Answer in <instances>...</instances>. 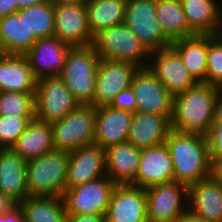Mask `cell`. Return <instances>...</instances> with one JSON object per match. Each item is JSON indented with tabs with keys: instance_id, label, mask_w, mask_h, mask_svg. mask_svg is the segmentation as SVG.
<instances>
[{
	"instance_id": "obj_1",
	"label": "cell",
	"mask_w": 222,
	"mask_h": 222,
	"mask_svg": "<svg viewBox=\"0 0 222 222\" xmlns=\"http://www.w3.org/2000/svg\"><path fill=\"white\" fill-rule=\"evenodd\" d=\"M165 143L173 163L174 181L190 186L210 177L211 159L205 135L171 128Z\"/></svg>"
},
{
	"instance_id": "obj_2",
	"label": "cell",
	"mask_w": 222,
	"mask_h": 222,
	"mask_svg": "<svg viewBox=\"0 0 222 222\" xmlns=\"http://www.w3.org/2000/svg\"><path fill=\"white\" fill-rule=\"evenodd\" d=\"M221 88L198 82L174 97L171 128L180 132L207 135L214 120L215 102Z\"/></svg>"
},
{
	"instance_id": "obj_3",
	"label": "cell",
	"mask_w": 222,
	"mask_h": 222,
	"mask_svg": "<svg viewBox=\"0 0 222 222\" xmlns=\"http://www.w3.org/2000/svg\"><path fill=\"white\" fill-rule=\"evenodd\" d=\"M100 57L92 45L71 47L60 78L79 104L93 105Z\"/></svg>"
},
{
	"instance_id": "obj_4",
	"label": "cell",
	"mask_w": 222,
	"mask_h": 222,
	"mask_svg": "<svg viewBox=\"0 0 222 222\" xmlns=\"http://www.w3.org/2000/svg\"><path fill=\"white\" fill-rule=\"evenodd\" d=\"M68 153L52 150L27 162L29 196L63 197L66 186Z\"/></svg>"
},
{
	"instance_id": "obj_5",
	"label": "cell",
	"mask_w": 222,
	"mask_h": 222,
	"mask_svg": "<svg viewBox=\"0 0 222 222\" xmlns=\"http://www.w3.org/2000/svg\"><path fill=\"white\" fill-rule=\"evenodd\" d=\"M92 46L100 58L126 61L139 68L147 67L151 58L150 52L124 23L98 32L93 36Z\"/></svg>"
},
{
	"instance_id": "obj_6",
	"label": "cell",
	"mask_w": 222,
	"mask_h": 222,
	"mask_svg": "<svg viewBox=\"0 0 222 222\" xmlns=\"http://www.w3.org/2000/svg\"><path fill=\"white\" fill-rule=\"evenodd\" d=\"M94 105L80 104L60 121L51 124L54 150L70 153L82 146L94 144Z\"/></svg>"
},
{
	"instance_id": "obj_7",
	"label": "cell",
	"mask_w": 222,
	"mask_h": 222,
	"mask_svg": "<svg viewBox=\"0 0 222 222\" xmlns=\"http://www.w3.org/2000/svg\"><path fill=\"white\" fill-rule=\"evenodd\" d=\"M124 24L149 52L170 47L172 44L156 17V0H127Z\"/></svg>"
},
{
	"instance_id": "obj_8",
	"label": "cell",
	"mask_w": 222,
	"mask_h": 222,
	"mask_svg": "<svg viewBox=\"0 0 222 222\" xmlns=\"http://www.w3.org/2000/svg\"><path fill=\"white\" fill-rule=\"evenodd\" d=\"M80 104L74 99L59 76L37 80L35 90V118L47 123L63 119Z\"/></svg>"
},
{
	"instance_id": "obj_9",
	"label": "cell",
	"mask_w": 222,
	"mask_h": 222,
	"mask_svg": "<svg viewBox=\"0 0 222 222\" xmlns=\"http://www.w3.org/2000/svg\"><path fill=\"white\" fill-rule=\"evenodd\" d=\"M106 175L94 181L66 189L63 200L67 215H106L110 197L115 188Z\"/></svg>"
},
{
	"instance_id": "obj_10",
	"label": "cell",
	"mask_w": 222,
	"mask_h": 222,
	"mask_svg": "<svg viewBox=\"0 0 222 222\" xmlns=\"http://www.w3.org/2000/svg\"><path fill=\"white\" fill-rule=\"evenodd\" d=\"M145 191L147 222H176L188 211L182 202L188 199V186L184 184L172 181L149 187Z\"/></svg>"
},
{
	"instance_id": "obj_11",
	"label": "cell",
	"mask_w": 222,
	"mask_h": 222,
	"mask_svg": "<svg viewBox=\"0 0 222 222\" xmlns=\"http://www.w3.org/2000/svg\"><path fill=\"white\" fill-rule=\"evenodd\" d=\"M149 56L152 60L148 61V69L173 97L183 94L198 83L188 72L182 58L172 46L152 51Z\"/></svg>"
},
{
	"instance_id": "obj_12",
	"label": "cell",
	"mask_w": 222,
	"mask_h": 222,
	"mask_svg": "<svg viewBox=\"0 0 222 222\" xmlns=\"http://www.w3.org/2000/svg\"><path fill=\"white\" fill-rule=\"evenodd\" d=\"M130 87L136 99V112L172 116L174 97L148 67L136 71Z\"/></svg>"
},
{
	"instance_id": "obj_13",
	"label": "cell",
	"mask_w": 222,
	"mask_h": 222,
	"mask_svg": "<svg viewBox=\"0 0 222 222\" xmlns=\"http://www.w3.org/2000/svg\"><path fill=\"white\" fill-rule=\"evenodd\" d=\"M54 35L72 47L92 45L87 4L54 2Z\"/></svg>"
},
{
	"instance_id": "obj_14",
	"label": "cell",
	"mask_w": 222,
	"mask_h": 222,
	"mask_svg": "<svg viewBox=\"0 0 222 222\" xmlns=\"http://www.w3.org/2000/svg\"><path fill=\"white\" fill-rule=\"evenodd\" d=\"M138 66L118 60L101 58L96 77L93 105H109L113 98L123 89L131 86Z\"/></svg>"
},
{
	"instance_id": "obj_15",
	"label": "cell",
	"mask_w": 222,
	"mask_h": 222,
	"mask_svg": "<svg viewBox=\"0 0 222 222\" xmlns=\"http://www.w3.org/2000/svg\"><path fill=\"white\" fill-rule=\"evenodd\" d=\"M72 46L55 36L38 38L24 54L32 68L34 77L60 76L66 56Z\"/></svg>"
},
{
	"instance_id": "obj_16",
	"label": "cell",
	"mask_w": 222,
	"mask_h": 222,
	"mask_svg": "<svg viewBox=\"0 0 222 222\" xmlns=\"http://www.w3.org/2000/svg\"><path fill=\"white\" fill-rule=\"evenodd\" d=\"M106 222H147L146 191L133 185H116L105 215Z\"/></svg>"
},
{
	"instance_id": "obj_17",
	"label": "cell",
	"mask_w": 222,
	"mask_h": 222,
	"mask_svg": "<svg viewBox=\"0 0 222 222\" xmlns=\"http://www.w3.org/2000/svg\"><path fill=\"white\" fill-rule=\"evenodd\" d=\"M68 156L65 190L106 176L105 150L100 146H82Z\"/></svg>"
},
{
	"instance_id": "obj_18",
	"label": "cell",
	"mask_w": 222,
	"mask_h": 222,
	"mask_svg": "<svg viewBox=\"0 0 222 222\" xmlns=\"http://www.w3.org/2000/svg\"><path fill=\"white\" fill-rule=\"evenodd\" d=\"M174 181L173 163L166 143L141 149L134 186L142 189Z\"/></svg>"
},
{
	"instance_id": "obj_19",
	"label": "cell",
	"mask_w": 222,
	"mask_h": 222,
	"mask_svg": "<svg viewBox=\"0 0 222 222\" xmlns=\"http://www.w3.org/2000/svg\"><path fill=\"white\" fill-rule=\"evenodd\" d=\"M133 113L103 105L96 107L94 144L102 149L126 142Z\"/></svg>"
},
{
	"instance_id": "obj_20",
	"label": "cell",
	"mask_w": 222,
	"mask_h": 222,
	"mask_svg": "<svg viewBox=\"0 0 222 222\" xmlns=\"http://www.w3.org/2000/svg\"><path fill=\"white\" fill-rule=\"evenodd\" d=\"M172 116L134 112L127 141L139 149L164 144L171 129Z\"/></svg>"
},
{
	"instance_id": "obj_21",
	"label": "cell",
	"mask_w": 222,
	"mask_h": 222,
	"mask_svg": "<svg viewBox=\"0 0 222 222\" xmlns=\"http://www.w3.org/2000/svg\"><path fill=\"white\" fill-rule=\"evenodd\" d=\"M188 211L208 222H222V185L211 177L188 186Z\"/></svg>"
},
{
	"instance_id": "obj_22",
	"label": "cell",
	"mask_w": 222,
	"mask_h": 222,
	"mask_svg": "<svg viewBox=\"0 0 222 222\" xmlns=\"http://www.w3.org/2000/svg\"><path fill=\"white\" fill-rule=\"evenodd\" d=\"M141 149L128 141L105 149L106 175L115 185H133L139 168Z\"/></svg>"
},
{
	"instance_id": "obj_23",
	"label": "cell",
	"mask_w": 222,
	"mask_h": 222,
	"mask_svg": "<svg viewBox=\"0 0 222 222\" xmlns=\"http://www.w3.org/2000/svg\"><path fill=\"white\" fill-rule=\"evenodd\" d=\"M27 162L12 148L0 149V192L17 204L29 196Z\"/></svg>"
},
{
	"instance_id": "obj_24",
	"label": "cell",
	"mask_w": 222,
	"mask_h": 222,
	"mask_svg": "<svg viewBox=\"0 0 222 222\" xmlns=\"http://www.w3.org/2000/svg\"><path fill=\"white\" fill-rule=\"evenodd\" d=\"M36 83L25 55L0 53V91L35 93Z\"/></svg>"
},
{
	"instance_id": "obj_25",
	"label": "cell",
	"mask_w": 222,
	"mask_h": 222,
	"mask_svg": "<svg viewBox=\"0 0 222 222\" xmlns=\"http://www.w3.org/2000/svg\"><path fill=\"white\" fill-rule=\"evenodd\" d=\"M189 29L197 35H218L222 11L218 0H180Z\"/></svg>"
},
{
	"instance_id": "obj_26",
	"label": "cell",
	"mask_w": 222,
	"mask_h": 222,
	"mask_svg": "<svg viewBox=\"0 0 222 222\" xmlns=\"http://www.w3.org/2000/svg\"><path fill=\"white\" fill-rule=\"evenodd\" d=\"M37 38L29 32L25 18L16 12L0 18V53L24 55Z\"/></svg>"
},
{
	"instance_id": "obj_27",
	"label": "cell",
	"mask_w": 222,
	"mask_h": 222,
	"mask_svg": "<svg viewBox=\"0 0 222 222\" xmlns=\"http://www.w3.org/2000/svg\"><path fill=\"white\" fill-rule=\"evenodd\" d=\"M12 149L26 161L54 150L51 124L34 118Z\"/></svg>"
},
{
	"instance_id": "obj_28",
	"label": "cell",
	"mask_w": 222,
	"mask_h": 222,
	"mask_svg": "<svg viewBox=\"0 0 222 222\" xmlns=\"http://www.w3.org/2000/svg\"><path fill=\"white\" fill-rule=\"evenodd\" d=\"M184 66L197 82L206 83L207 35H197L172 42Z\"/></svg>"
},
{
	"instance_id": "obj_29",
	"label": "cell",
	"mask_w": 222,
	"mask_h": 222,
	"mask_svg": "<svg viewBox=\"0 0 222 222\" xmlns=\"http://www.w3.org/2000/svg\"><path fill=\"white\" fill-rule=\"evenodd\" d=\"M18 205L25 222H66L63 197L28 196Z\"/></svg>"
},
{
	"instance_id": "obj_30",
	"label": "cell",
	"mask_w": 222,
	"mask_h": 222,
	"mask_svg": "<svg viewBox=\"0 0 222 222\" xmlns=\"http://www.w3.org/2000/svg\"><path fill=\"white\" fill-rule=\"evenodd\" d=\"M127 0H89L88 26L92 36L98 32L124 23Z\"/></svg>"
},
{
	"instance_id": "obj_31",
	"label": "cell",
	"mask_w": 222,
	"mask_h": 222,
	"mask_svg": "<svg viewBox=\"0 0 222 222\" xmlns=\"http://www.w3.org/2000/svg\"><path fill=\"white\" fill-rule=\"evenodd\" d=\"M156 17L171 42L195 35L189 29L180 0H156Z\"/></svg>"
},
{
	"instance_id": "obj_32",
	"label": "cell",
	"mask_w": 222,
	"mask_h": 222,
	"mask_svg": "<svg viewBox=\"0 0 222 222\" xmlns=\"http://www.w3.org/2000/svg\"><path fill=\"white\" fill-rule=\"evenodd\" d=\"M18 13L37 39L54 35V0L19 9Z\"/></svg>"
},
{
	"instance_id": "obj_33",
	"label": "cell",
	"mask_w": 222,
	"mask_h": 222,
	"mask_svg": "<svg viewBox=\"0 0 222 222\" xmlns=\"http://www.w3.org/2000/svg\"><path fill=\"white\" fill-rule=\"evenodd\" d=\"M1 116H35V93L0 91Z\"/></svg>"
},
{
	"instance_id": "obj_34",
	"label": "cell",
	"mask_w": 222,
	"mask_h": 222,
	"mask_svg": "<svg viewBox=\"0 0 222 222\" xmlns=\"http://www.w3.org/2000/svg\"><path fill=\"white\" fill-rule=\"evenodd\" d=\"M206 83L222 89V36L207 35Z\"/></svg>"
},
{
	"instance_id": "obj_35",
	"label": "cell",
	"mask_w": 222,
	"mask_h": 222,
	"mask_svg": "<svg viewBox=\"0 0 222 222\" xmlns=\"http://www.w3.org/2000/svg\"><path fill=\"white\" fill-rule=\"evenodd\" d=\"M35 116L0 115V149L12 148Z\"/></svg>"
},
{
	"instance_id": "obj_36",
	"label": "cell",
	"mask_w": 222,
	"mask_h": 222,
	"mask_svg": "<svg viewBox=\"0 0 222 222\" xmlns=\"http://www.w3.org/2000/svg\"><path fill=\"white\" fill-rule=\"evenodd\" d=\"M109 106L118 110L136 112V99L131 87L123 89L116 94Z\"/></svg>"
},
{
	"instance_id": "obj_37",
	"label": "cell",
	"mask_w": 222,
	"mask_h": 222,
	"mask_svg": "<svg viewBox=\"0 0 222 222\" xmlns=\"http://www.w3.org/2000/svg\"><path fill=\"white\" fill-rule=\"evenodd\" d=\"M206 138L210 158H222V126H211Z\"/></svg>"
},
{
	"instance_id": "obj_38",
	"label": "cell",
	"mask_w": 222,
	"mask_h": 222,
	"mask_svg": "<svg viewBox=\"0 0 222 222\" xmlns=\"http://www.w3.org/2000/svg\"><path fill=\"white\" fill-rule=\"evenodd\" d=\"M66 222H106L103 215H67Z\"/></svg>"
},
{
	"instance_id": "obj_39",
	"label": "cell",
	"mask_w": 222,
	"mask_h": 222,
	"mask_svg": "<svg viewBox=\"0 0 222 222\" xmlns=\"http://www.w3.org/2000/svg\"><path fill=\"white\" fill-rule=\"evenodd\" d=\"M0 222H25L22 210L19 205L13 208L10 212L1 215Z\"/></svg>"
},
{
	"instance_id": "obj_40",
	"label": "cell",
	"mask_w": 222,
	"mask_h": 222,
	"mask_svg": "<svg viewBox=\"0 0 222 222\" xmlns=\"http://www.w3.org/2000/svg\"><path fill=\"white\" fill-rule=\"evenodd\" d=\"M211 170L210 177L222 185V158H210Z\"/></svg>"
},
{
	"instance_id": "obj_41",
	"label": "cell",
	"mask_w": 222,
	"mask_h": 222,
	"mask_svg": "<svg viewBox=\"0 0 222 222\" xmlns=\"http://www.w3.org/2000/svg\"><path fill=\"white\" fill-rule=\"evenodd\" d=\"M16 0H0V18L18 12Z\"/></svg>"
},
{
	"instance_id": "obj_42",
	"label": "cell",
	"mask_w": 222,
	"mask_h": 222,
	"mask_svg": "<svg viewBox=\"0 0 222 222\" xmlns=\"http://www.w3.org/2000/svg\"><path fill=\"white\" fill-rule=\"evenodd\" d=\"M18 204L0 192V216L10 212Z\"/></svg>"
},
{
	"instance_id": "obj_43",
	"label": "cell",
	"mask_w": 222,
	"mask_h": 222,
	"mask_svg": "<svg viewBox=\"0 0 222 222\" xmlns=\"http://www.w3.org/2000/svg\"><path fill=\"white\" fill-rule=\"evenodd\" d=\"M211 126H222V91L215 102L214 120Z\"/></svg>"
},
{
	"instance_id": "obj_44",
	"label": "cell",
	"mask_w": 222,
	"mask_h": 222,
	"mask_svg": "<svg viewBox=\"0 0 222 222\" xmlns=\"http://www.w3.org/2000/svg\"><path fill=\"white\" fill-rule=\"evenodd\" d=\"M176 222H208L200 217L190 213L189 211L183 213Z\"/></svg>"
},
{
	"instance_id": "obj_45",
	"label": "cell",
	"mask_w": 222,
	"mask_h": 222,
	"mask_svg": "<svg viewBox=\"0 0 222 222\" xmlns=\"http://www.w3.org/2000/svg\"><path fill=\"white\" fill-rule=\"evenodd\" d=\"M16 1H17L18 9H22V8L29 7L35 4L45 3V2L53 1V0H16Z\"/></svg>"
},
{
	"instance_id": "obj_46",
	"label": "cell",
	"mask_w": 222,
	"mask_h": 222,
	"mask_svg": "<svg viewBox=\"0 0 222 222\" xmlns=\"http://www.w3.org/2000/svg\"><path fill=\"white\" fill-rule=\"evenodd\" d=\"M89 0H54V2H61V3H84L86 4Z\"/></svg>"
}]
</instances>
